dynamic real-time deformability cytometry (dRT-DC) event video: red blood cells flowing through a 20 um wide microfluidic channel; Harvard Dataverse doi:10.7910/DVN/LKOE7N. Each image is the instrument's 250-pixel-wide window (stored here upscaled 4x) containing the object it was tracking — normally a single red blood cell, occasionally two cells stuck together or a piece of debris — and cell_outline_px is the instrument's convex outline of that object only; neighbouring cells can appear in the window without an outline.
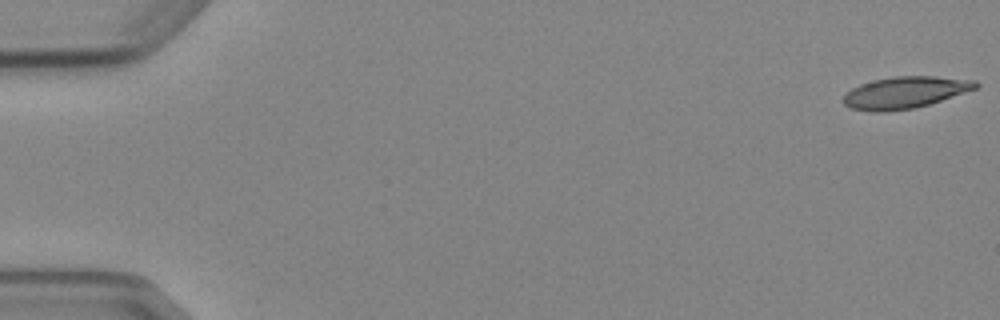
{"species": "Egyptian fruit bat (a non-hibernating species)", "species_latin": "Rousettus aegyptiacus", "temperature_condition": "cold", "stored_images_in_passage": 5, "camera_frame_rate_fps": 3000, "um_per_image_px": 0.085, "animal": {"sex": "female"}, "frame": {"image": 1, "passage_image": 1, "time_ms": 0.0, "image_size_px": [1000, 320], "cell_outline_px": [[980, 84], [976, 88], [916, 108], [888, 112], [872, 112], [852, 108], [844, 104], [840, 100], [852, 88], [860, 84], [876, 80], [896, 76], [932, 76], [976, 80]], "centroid_in_image_um": [76.9, 7.87], "position_along_channel_um": 8.1, "area_um2": 24.33}}
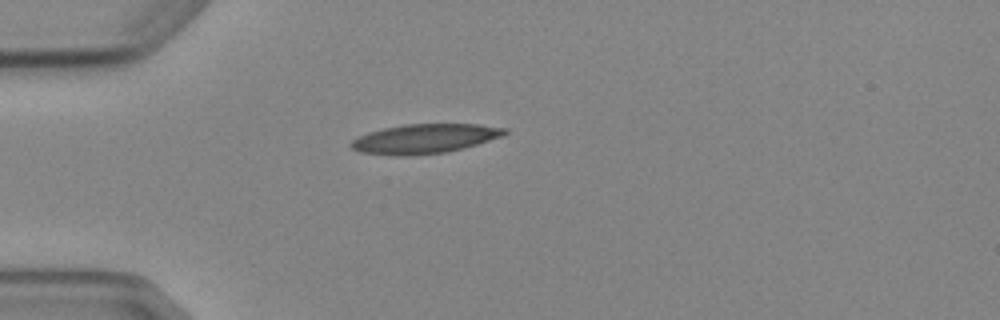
{"frame": {"image": 2, "passage_image": 5, "time_ms": 4.667, "image_size_px": [1000, 320], "cell_outline_px": [[508, 132], [504, 136], [464, 148], [448, 152], [404, 156], [392, 156], [360, 152], [352, 148], [348, 144], [352, 140], [368, 132], [384, 128], [404, 124], [480, 124], [508, 128]], "centroid_in_image_um": [36.12, 11.79], "position_along_channel_um": 48.9, "area_um2": 26.59}}